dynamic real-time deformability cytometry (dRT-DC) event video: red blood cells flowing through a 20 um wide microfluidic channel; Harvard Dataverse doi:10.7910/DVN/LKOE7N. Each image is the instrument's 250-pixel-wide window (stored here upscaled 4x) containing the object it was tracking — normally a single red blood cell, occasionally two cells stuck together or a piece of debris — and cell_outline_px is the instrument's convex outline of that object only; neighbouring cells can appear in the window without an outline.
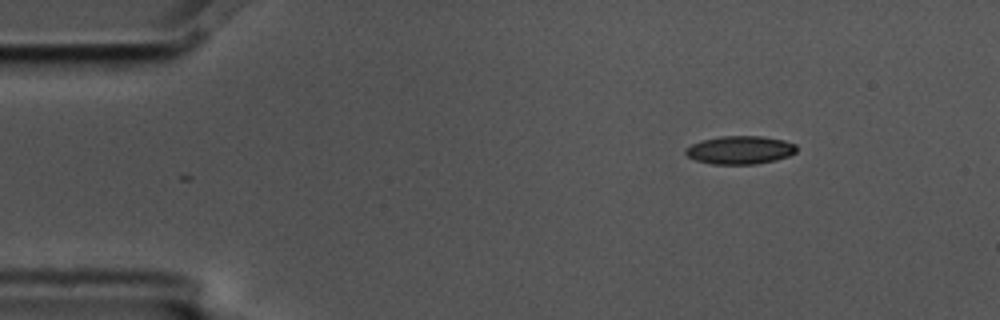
{"species": "common noctule bat (a hibernating species)", "species_latin": "Nyctalus noctula", "temperature_condition": "cold", "stored_images_in_passage": 3, "camera_frame_rate_fps": 3000, "um_per_image_px": 0.085, "animal": {"sex": "male", "body_mass_g": 17.5, "forearm_length_mm": 52.3}, "frame": {"image": 1, "passage_image": 1, "time_ms": 0.0, "image_size_px": [1000, 320], "cell_outline_px": [[796, 152], [788, 156], [776, 160], [756, 164], [712, 164], [696, 160], [688, 156], [684, 152], [684, 148], [692, 144], [704, 140], [720, 136], [760, 136], [784, 140], [796, 144]], "centroid_in_image_um": [62.91, 12.75], "position_along_channel_um": 22.1, "area_um2": 18.21}}